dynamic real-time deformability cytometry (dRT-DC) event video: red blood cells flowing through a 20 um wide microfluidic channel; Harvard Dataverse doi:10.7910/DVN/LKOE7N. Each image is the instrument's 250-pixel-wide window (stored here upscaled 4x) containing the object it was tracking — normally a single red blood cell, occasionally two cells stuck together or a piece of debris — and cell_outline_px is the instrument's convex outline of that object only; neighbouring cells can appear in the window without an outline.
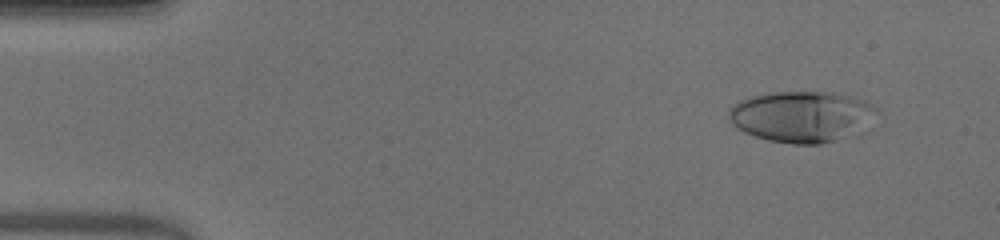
{"species": "human", "species_latin": "Homo sapiens", "temperature_condition": "warm", "stored_images_in_passage": 52, "camera_frame_rate_fps": 3000, "um_per_image_px": 0.085, "donor": {"sex": "male"}, "frame": {"image": 1, "passage_image": 5, "time_ms": 1.333, "image_size_px": [1000, 240], "cell_outline_px": [[876, 108], [852, 128], [832, 140], [820, 144], [792, 144], [768, 140], [744, 132], [728, 116], [728, 108], [732, 104], [740, 100], [752, 96], [772, 92], [832, 92], [864, 100], [872, 104]], "centroid_in_image_um": [67.91, 9.86], "position_along_channel_um": 17.1, "area_um2": 41.73}}
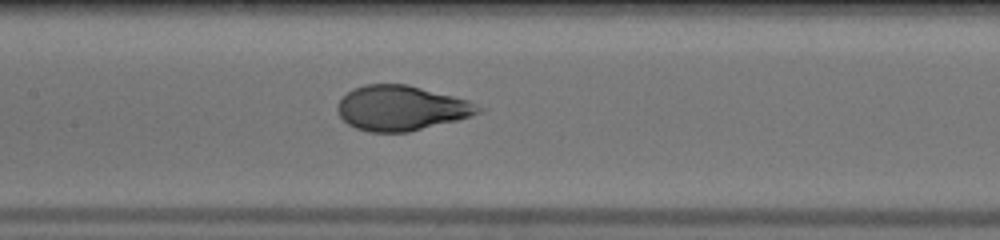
{"frame": {"image": 2, "passage_image": 25, "time_ms": 8.0, "image_size_px": [1000, 240], "cell_outline_px": [[484, 108], [480, 112], [456, 120], [408, 132], [368, 132], [356, 128], [348, 124], [340, 116], [336, 108], [340, 100], [352, 88], [364, 84], [408, 84], [468, 100]], "centroid_in_image_um": [34.08, 9.18], "position_along_channel_um": 173.3, "area_um2": 36.65}}
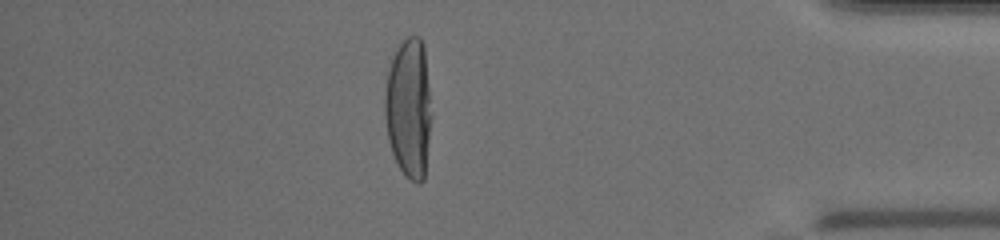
{"frame": {"image": 3, "passage_image": 45, "time_ms": 14.667, "image_size_px": [1000, 240], "cell_outline_px": [[432, 116], [424, 180], [420, 184], [416, 184], [404, 176], [392, 152], [388, 140], [384, 116], [384, 92], [388, 72], [392, 56], [396, 48], [408, 36], [420, 36], [424, 44], [432, 112]], "centroid_in_image_um": [34.75, 9.2], "position_along_channel_um": 400.4, "area_um2": 38.73}, "authors_computed_cell_mechanics": {"area_um2": 38.4948, "velocity_mm_per_s": 3.9698, "shape_relaxation_time_tau1_ms": 6.0681, "shape_relaxation_time_tau2_ms": null, "deformation_change_tau1": 0.2891, "deformation_change_tau2": null}}